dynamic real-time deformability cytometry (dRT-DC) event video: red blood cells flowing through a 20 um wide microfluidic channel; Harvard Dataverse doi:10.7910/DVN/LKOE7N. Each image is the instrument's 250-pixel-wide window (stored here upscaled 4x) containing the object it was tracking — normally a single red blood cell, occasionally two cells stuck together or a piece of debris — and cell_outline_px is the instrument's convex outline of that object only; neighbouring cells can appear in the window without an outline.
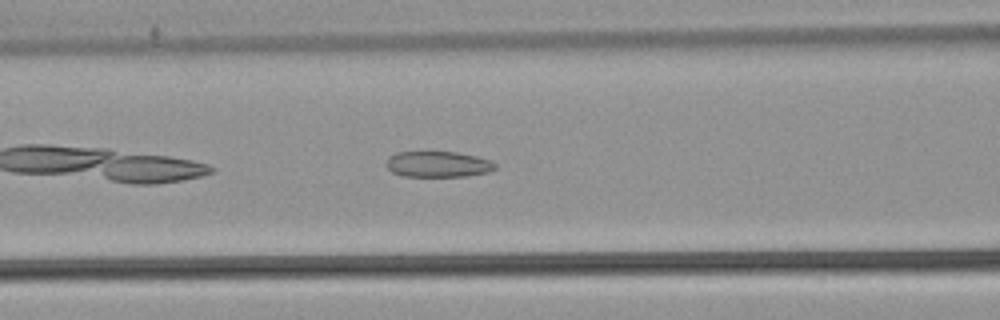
{"species": "common noctule bat (a hibernating species)", "species_latin": "Nyctalus noctula", "temperature_condition": "warm", "stored_images_in_passage": 31, "camera_frame_rate_fps": 3000, "um_per_image_px": 0.085, "animal": {"sex": "male", "body_mass_g": 21.5, "forearm_length_mm": 52.0}, "frame": {"image": 1, "passage_image": 7, "time_ms": 2.0, "image_size_px": [1000, 320], "cell_outline_px": [[496, 168], [488, 172], [468, 176], [400, 176], [392, 172], [384, 164], [388, 156], [396, 152], [456, 152], [476, 156], [492, 160], [496, 164]], "centroid_in_image_um": [37.21, 13.96], "position_along_channel_um": 129.4, "area_um2": 16.59}}
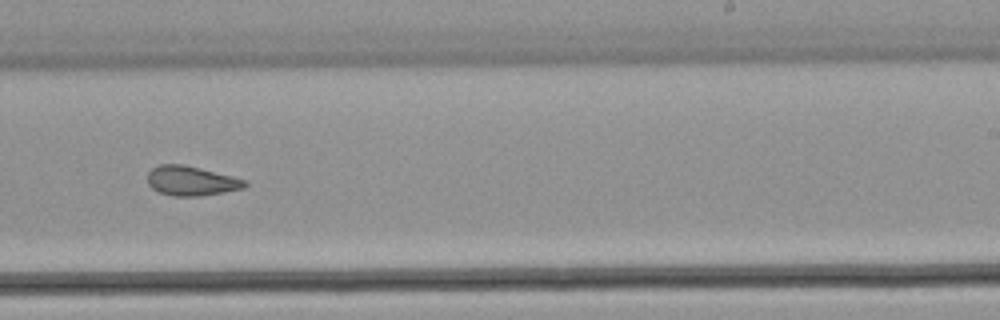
{"frame": {"image": 2, "passage_image": 18, "time_ms": 5.667, "image_size_px": [1000, 320], "cell_outline_px": [[248, 184], [244, 188], [224, 192], [200, 196], [172, 196], [160, 192], [152, 188], [148, 184], [148, 172], [152, 168], [160, 164], [184, 164], [248, 180]], "centroid_in_image_um": [16.27, 15.37], "position_along_channel_um": 272.7, "area_um2": 16.82}}
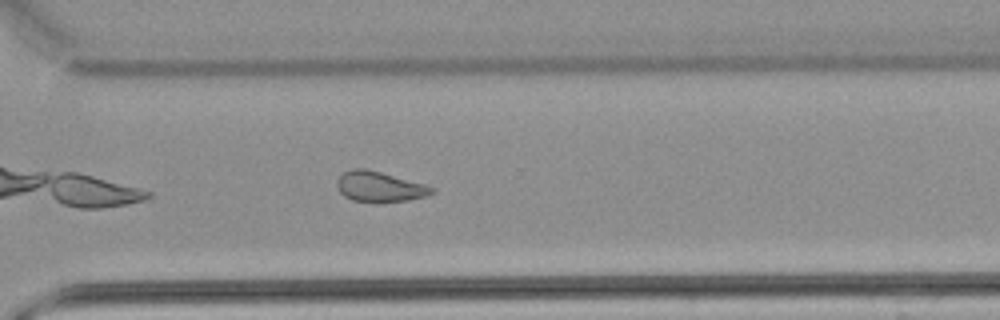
{"frame": {"image": 3, "passage_image": 23, "time_ms": 7.333, "image_size_px": [1000, 320], "cell_outline_px": [[436, 192], [428, 196], [408, 200], [380, 204], [376, 204], [352, 200], [344, 196], [340, 192], [336, 184], [336, 180], [344, 172], [352, 168], [364, 168], [380, 172], [424, 184], [436, 188]], "centroid_in_image_um": [32.27, 15.9], "position_along_channel_um": 338.3, "area_um2": 17.17}, "authors_computed_cell_mechanics": {"area_um2": 16.9932, "velocity_mm_per_s": 3.9165, "shape_relaxation_time_tau1_ms": null, "shape_relaxation_time_tau2_ms": 1.5037, "deformation_change_tau1": null, "deformation_change_tau2": 0.0747}}